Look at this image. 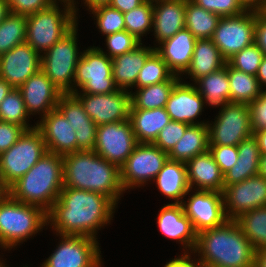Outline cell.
I'll use <instances>...</instances> for the list:
<instances>
[{
    "label": "cell",
    "mask_w": 266,
    "mask_h": 267,
    "mask_svg": "<svg viewBox=\"0 0 266 267\" xmlns=\"http://www.w3.org/2000/svg\"><path fill=\"white\" fill-rule=\"evenodd\" d=\"M117 205L107 196L63 187L47 212L48 225L56 235L87 236L97 239L98 230L111 224Z\"/></svg>",
    "instance_id": "6da1fadb"
},
{
    "label": "cell",
    "mask_w": 266,
    "mask_h": 267,
    "mask_svg": "<svg viewBox=\"0 0 266 267\" xmlns=\"http://www.w3.org/2000/svg\"><path fill=\"white\" fill-rule=\"evenodd\" d=\"M195 254L201 264L212 267H254L256 259V249L231 219L197 233Z\"/></svg>",
    "instance_id": "7a4b0ae2"
},
{
    "label": "cell",
    "mask_w": 266,
    "mask_h": 267,
    "mask_svg": "<svg viewBox=\"0 0 266 267\" xmlns=\"http://www.w3.org/2000/svg\"><path fill=\"white\" fill-rule=\"evenodd\" d=\"M63 158V186L101 193L116 205L125 191L120 169L94 150L68 153Z\"/></svg>",
    "instance_id": "3957f363"
},
{
    "label": "cell",
    "mask_w": 266,
    "mask_h": 267,
    "mask_svg": "<svg viewBox=\"0 0 266 267\" xmlns=\"http://www.w3.org/2000/svg\"><path fill=\"white\" fill-rule=\"evenodd\" d=\"M63 158L46 152L7 192L16 200L48 212L63 189Z\"/></svg>",
    "instance_id": "277c9868"
},
{
    "label": "cell",
    "mask_w": 266,
    "mask_h": 267,
    "mask_svg": "<svg viewBox=\"0 0 266 267\" xmlns=\"http://www.w3.org/2000/svg\"><path fill=\"white\" fill-rule=\"evenodd\" d=\"M48 226L47 212L25 204L8 192L0 199V247L7 251L30 239ZM39 231V232H38Z\"/></svg>",
    "instance_id": "5b68a950"
},
{
    "label": "cell",
    "mask_w": 266,
    "mask_h": 267,
    "mask_svg": "<svg viewBox=\"0 0 266 267\" xmlns=\"http://www.w3.org/2000/svg\"><path fill=\"white\" fill-rule=\"evenodd\" d=\"M77 19L70 0H57L49 8L27 16L25 42L42 55L77 24Z\"/></svg>",
    "instance_id": "8992f818"
},
{
    "label": "cell",
    "mask_w": 266,
    "mask_h": 267,
    "mask_svg": "<svg viewBox=\"0 0 266 267\" xmlns=\"http://www.w3.org/2000/svg\"><path fill=\"white\" fill-rule=\"evenodd\" d=\"M47 152L40 130H25L14 145L0 155V183L8 190Z\"/></svg>",
    "instance_id": "52a82bcc"
},
{
    "label": "cell",
    "mask_w": 266,
    "mask_h": 267,
    "mask_svg": "<svg viewBox=\"0 0 266 267\" xmlns=\"http://www.w3.org/2000/svg\"><path fill=\"white\" fill-rule=\"evenodd\" d=\"M77 28L78 23L41 55V70L63 94H73L75 69L82 54Z\"/></svg>",
    "instance_id": "ba28073f"
},
{
    "label": "cell",
    "mask_w": 266,
    "mask_h": 267,
    "mask_svg": "<svg viewBox=\"0 0 266 267\" xmlns=\"http://www.w3.org/2000/svg\"><path fill=\"white\" fill-rule=\"evenodd\" d=\"M81 53L75 69L73 93L108 94L116 91L118 88L112 76V59L98 46L88 47Z\"/></svg>",
    "instance_id": "9c48e42d"
},
{
    "label": "cell",
    "mask_w": 266,
    "mask_h": 267,
    "mask_svg": "<svg viewBox=\"0 0 266 267\" xmlns=\"http://www.w3.org/2000/svg\"><path fill=\"white\" fill-rule=\"evenodd\" d=\"M219 110L214 122L207 123L209 145L238 146L253 135L250 105L228 103Z\"/></svg>",
    "instance_id": "30bf717a"
},
{
    "label": "cell",
    "mask_w": 266,
    "mask_h": 267,
    "mask_svg": "<svg viewBox=\"0 0 266 267\" xmlns=\"http://www.w3.org/2000/svg\"><path fill=\"white\" fill-rule=\"evenodd\" d=\"M168 153L153 143H138L120 168V181L124 191L146 186L158 175Z\"/></svg>",
    "instance_id": "8fae6325"
},
{
    "label": "cell",
    "mask_w": 266,
    "mask_h": 267,
    "mask_svg": "<svg viewBox=\"0 0 266 267\" xmlns=\"http://www.w3.org/2000/svg\"><path fill=\"white\" fill-rule=\"evenodd\" d=\"M60 237L62 240L54 253H51L41 267H102L97 239L73 235H60Z\"/></svg>",
    "instance_id": "7c38bea8"
},
{
    "label": "cell",
    "mask_w": 266,
    "mask_h": 267,
    "mask_svg": "<svg viewBox=\"0 0 266 267\" xmlns=\"http://www.w3.org/2000/svg\"><path fill=\"white\" fill-rule=\"evenodd\" d=\"M256 18V11L220 18L211 39L226 61L254 43Z\"/></svg>",
    "instance_id": "4fadbf2b"
},
{
    "label": "cell",
    "mask_w": 266,
    "mask_h": 267,
    "mask_svg": "<svg viewBox=\"0 0 266 267\" xmlns=\"http://www.w3.org/2000/svg\"><path fill=\"white\" fill-rule=\"evenodd\" d=\"M137 144L132 124L128 119L98 125L93 150L120 169Z\"/></svg>",
    "instance_id": "5bb4252c"
},
{
    "label": "cell",
    "mask_w": 266,
    "mask_h": 267,
    "mask_svg": "<svg viewBox=\"0 0 266 267\" xmlns=\"http://www.w3.org/2000/svg\"><path fill=\"white\" fill-rule=\"evenodd\" d=\"M131 92L117 89L108 94L73 93L83 104L85 112L98 126L128 120Z\"/></svg>",
    "instance_id": "9a60e30c"
},
{
    "label": "cell",
    "mask_w": 266,
    "mask_h": 267,
    "mask_svg": "<svg viewBox=\"0 0 266 267\" xmlns=\"http://www.w3.org/2000/svg\"><path fill=\"white\" fill-rule=\"evenodd\" d=\"M222 196L226 218L235 220L247 211L266 206V178L256 175L224 187Z\"/></svg>",
    "instance_id": "2e32d148"
},
{
    "label": "cell",
    "mask_w": 266,
    "mask_h": 267,
    "mask_svg": "<svg viewBox=\"0 0 266 267\" xmlns=\"http://www.w3.org/2000/svg\"><path fill=\"white\" fill-rule=\"evenodd\" d=\"M189 190L187 201H182L181 205L184 214L192 221L197 233L222 225L226 220L223 196L217 191ZM191 195V196H190Z\"/></svg>",
    "instance_id": "e0dca14e"
},
{
    "label": "cell",
    "mask_w": 266,
    "mask_h": 267,
    "mask_svg": "<svg viewBox=\"0 0 266 267\" xmlns=\"http://www.w3.org/2000/svg\"><path fill=\"white\" fill-rule=\"evenodd\" d=\"M40 69L41 55L26 42L0 56V79L13 88H19Z\"/></svg>",
    "instance_id": "ac0fdd59"
},
{
    "label": "cell",
    "mask_w": 266,
    "mask_h": 267,
    "mask_svg": "<svg viewBox=\"0 0 266 267\" xmlns=\"http://www.w3.org/2000/svg\"><path fill=\"white\" fill-rule=\"evenodd\" d=\"M18 89L29 115L40 114V120L56 109L59 98L63 94L41 69L30 76Z\"/></svg>",
    "instance_id": "d6986e66"
},
{
    "label": "cell",
    "mask_w": 266,
    "mask_h": 267,
    "mask_svg": "<svg viewBox=\"0 0 266 267\" xmlns=\"http://www.w3.org/2000/svg\"><path fill=\"white\" fill-rule=\"evenodd\" d=\"M203 97L194 84L183 82L182 78L174 85L166 103V111L172 121L189 125L207 124L209 121H197L205 107ZM196 120V121H195Z\"/></svg>",
    "instance_id": "ffe728a7"
},
{
    "label": "cell",
    "mask_w": 266,
    "mask_h": 267,
    "mask_svg": "<svg viewBox=\"0 0 266 267\" xmlns=\"http://www.w3.org/2000/svg\"><path fill=\"white\" fill-rule=\"evenodd\" d=\"M157 218L156 224L162 235L181 243L184 253L193 252L197 241V232L192 221L184 214L181 204L173 202L165 204Z\"/></svg>",
    "instance_id": "44dd1931"
},
{
    "label": "cell",
    "mask_w": 266,
    "mask_h": 267,
    "mask_svg": "<svg viewBox=\"0 0 266 267\" xmlns=\"http://www.w3.org/2000/svg\"><path fill=\"white\" fill-rule=\"evenodd\" d=\"M35 124L43 135L48 152L62 156L77 152L75 130L57 108Z\"/></svg>",
    "instance_id": "7402d4cb"
},
{
    "label": "cell",
    "mask_w": 266,
    "mask_h": 267,
    "mask_svg": "<svg viewBox=\"0 0 266 267\" xmlns=\"http://www.w3.org/2000/svg\"><path fill=\"white\" fill-rule=\"evenodd\" d=\"M56 108L75 130L77 152L93 150L96 144L97 125L85 112L81 101L74 94H62Z\"/></svg>",
    "instance_id": "603a6c76"
},
{
    "label": "cell",
    "mask_w": 266,
    "mask_h": 267,
    "mask_svg": "<svg viewBox=\"0 0 266 267\" xmlns=\"http://www.w3.org/2000/svg\"><path fill=\"white\" fill-rule=\"evenodd\" d=\"M196 40L194 35L184 28L159 43V46L156 45L155 51L166 62L169 70L180 77L190 66Z\"/></svg>",
    "instance_id": "cb8c5ba5"
},
{
    "label": "cell",
    "mask_w": 266,
    "mask_h": 267,
    "mask_svg": "<svg viewBox=\"0 0 266 267\" xmlns=\"http://www.w3.org/2000/svg\"><path fill=\"white\" fill-rule=\"evenodd\" d=\"M186 0H153L152 31L156 43L185 28Z\"/></svg>",
    "instance_id": "d4e9b609"
},
{
    "label": "cell",
    "mask_w": 266,
    "mask_h": 267,
    "mask_svg": "<svg viewBox=\"0 0 266 267\" xmlns=\"http://www.w3.org/2000/svg\"><path fill=\"white\" fill-rule=\"evenodd\" d=\"M186 166L191 190L217 191L222 193L224 174L209 150L191 158L186 163Z\"/></svg>",
    "instance_id": "484cf974"
},
{
    "label": "cell",
    "mask_w": 266,
    "mask_h": 267,
    "mask_svg": "<svg viewBox=\"0 0 266 267\" xmlns=\"http://www.w3.org/2000/svg\"><path fill=\"white\" fill-rule=\"evenodd\" d=\"M154 51L155 47H146L141 43L132 51L112 59V76L118 89L131 92L130 88H135L140 70Z\"/></svg>",
    "instance_id": "4316f807"
},
{
    "label": "cell",
    "mask_w": 266,
    "mask_h": 267,
    "mask_svg": "<svg viewBox=\"0 0 266 267\" xmlns=\"http://www.w3.org/2000/svg\"><path fill=\"white\" fill-rule=\"evenodd\" d=\"M153 181L156 182L159 192L174 200V204H181L191 190L184 162L168 159Z\"/></svg>",
    "instance_id": "83f0119b"
},
{
    "label": "cell",
    "mask_w": 266,
    "mask_h": 267,
    "mask_svg": "<svg viewBox=\"0 0 266 267\" xmlns=\"http://www.w3.org/2000/svg\"><path fill=\"white\" fill-rule=\"evenodd\" d=\"M236 163L224 174V187L240 183L249 177L258 175L261 152L254 135L244 139L238 146Z\"/></svg>",
    "instance_id": "f1b7e54d"
},
{
    "label": "cell",
    "mask_w": 266,
    "mask_h": 267,
    "mask_svg": "<svg viewBox=\"0 0 266 267\" xmlns=\"http://www.w3.org/2000/svg\"><path fill=\"white\" fill-rule=\"evenodd\" d=\"M225 64L226 60L211 38L197 39L190 66L184 74L195 82L199 78L221 69Z\"/></svg>",
    "instance_id": "f546056e"
},
{
    "label": "cell",
    "mask_w": 266,
    "mask_h": 267,
    "mask_svg": "<svg viewBox=\"0 0 266 267\" xmlns=\"http://www.w3.org/2000/svg\"><path fill=\"white\" fill-rule=\"evenodd\" d=\"M129 120L138 143H153L171 118L165 108L130 109Z\"/></svg>",
    "instance_id": "4dcf8cb0"
},
{
    "label": "cell",
    "mask_w": 266,
    "mask_h": 267,
    "mask_svg": "<svg viewBox=\"0 0 266 267\" xmlns=\"http://www.w3.org/2000/svg\"><path fill=\"white\" fill-rule=\"evenodd\" d=\"M194 85L203 97L205 105L221 109L230 103L228 63L221 69L199 78Z\"/></svg>",
    "instance_id": "1f68e13d"
},
{
    "label": "cell",
    "mask_w": 266,
    "mask_h": 267,
    "mask_svg": "<svg viewBox=\"0 0 266 267\" xmlns=\"http://www.w3.org/2000/svg\"><path fill=\"white\" fill-rule=\"evenodd\" d=\"M209 150L207 124L190 125L168 153V159L187 163L191 158Z\"/></svg>",
    "instance_id": "d6a6232c"
},
{
    "label": "cell",
    "mask_w": 266,
    "mask_h": 267,
    "mask_svg": "<svg viewBox=\"0 0 266 267\" xmlns=\"http://www.w3.org/2000/svg\"><path fill=\"white\" fill-rule=\"evenodd\" d=\"M230 103L251 105L260 96L262 88L256 76L232 68L228 64Z\"/></svg>",
    "instance_id": "836d02e7"
},
{
    "label": "cell",
    "mask_w": 266,
    "mask_h": 267,
    "mask_svg": "<svg viewBox=\"0 0 266 267\" xmlns=\"http://www.w3.org/2000/svg\"><path fill=\"white\" fill-rule=\"evenodd\" d=\"M220 18L221 17L216 13L205 10L191 0H186L185 28H187L196 39L211 38Z\"/></svg>",
    "instance_id": "e575fe53"
},
{
    "label": "cell",
    "mask_w": 266,
    "mask_h": 267,
    "mask_svg": "<svg viewBox=\"0 0 266 267\" xmlns=\"http://www.w3.org/2000/svg\"><path fill=\"white\" fill-rule=\"evenodd\" d=\"M177 82L178 81H163L142 88H136V92L131 91L130 93V109L165 108L170 93Z\"/></svg>",
    "instance_id": "d590c367"
},
{
    "label": "cell",
    "mask_w": 266,
    "mask_h": 267,
    "mask_svg": "<svg viewBox=\"0 0 266 267\" xmlns=\"http://www.w3.org/2000/svg\"><path fill=\"white\" fill-rule=\"evenodd\" d=\"M235 220L256 251L266 248V206L247 211Z\"/></svg>",
    "instance_id": "8d00e7d4"
},
{
    "label": "cell",
    "mask_w": 266,
    "mask_h": 267,
    "mask_svg": "<svg viewBox=\"0 0 266 267\" xmlns=\"http://www.w3.org/2000/svg\"><path fill=\"white\" fill-rule=\"evenodd\" d=\"M27 16L9 13L0 23V56L26 41Z\"/></svg>",
    "instance_id": "74e56055"
},
{
    "label": "cell",
    "mask_w": 266,
    "mask_h": 267,
    "mask_svg": "<svg viewBox=\"0 0 266 267\" xmlns=\"http://www.w3.org/2000/svg\"><path fill=\"white\" fill-rule=\"evenodd\" d=\"M181 77L174 75L166 62L154 51L140 70L135 88L161 83L163 81H179Z\"/></svg>",
    "instance_id": "f35d334b"
},
{
    "label": "cell",
    "mask_w": 266,
    "mask_h": 267,
    "mask_svg": "<svg viewBox=\"0 0 266 267\" xmlns=\"http://www.w3.org/2000/svg\"><path fill=\"white\" fill-rule=\"evenodd\" d=\"M29 118L20 90L12 88L0 103V121L14 123L29 130L37 126H30L27 121Z\"/></svg>",
    "instance_id": "ab89813d"
},
{
    "label": "cell",
    "mask_w": 266,
    "mask_h": 267,
    "mask_svg": "<svg viewBox=\"0 0 266 267\" xmlns=\"http://www.w3.org/2000/svg\"><path fill=\"white\" fill-rule=\"evenodd\" d=\"M125 30L142 42L147 32H152L153 0H146L140 6L124 13Z\"/></svg>",
    "instance_id": "60d3db41"
},
{
    "label": "cell",
    "mask_w": 266,
    "mask_h": 267,
    "mask_svg": "<svg viewBox=\"0 0 266 267\" xmlns=\"http://www.w3.org/2000/svg\"><path fill=\"white\" fill-rule=\"evenodd\" d=\"M96 20V27L103 36L125 30L124 14L118 9L106 5H98L89 10Z\"/></svg>",
    "instance_id": "b9f144b4"
},
{
    "label": "cell",
    "mask_w": 266,
    "mask_h": 267,
    "mask_svg": "<svg viewBox=\"0 0 266 267\" xmlns=\"http://www.w3.org/2000/svg\"><path fill=\"white\" fill-rule=\"evenodd\" d=\"M263 57V51L255 43H253L234 54L226 62L232 68L256 76Z\"/></svg>",
    "instance_id": "7bdbcfd3"
},
{
    "label": "cell",
    "mask_w": 266,
    "mask_h": 267,
    "mask_svg": "<svg viewBox=\"0 0 266 267\" xmlns=\"http://www.w3.org/2000/svg\"><path fill=\"white\" fill-rule=\"evenodd\" d=\"M105 37L107 47L106 51L108 52L103 51V49L100 47L98 48L111 59L118 55L132 51L142 43L134 35L130 34L126 30L116 32Z\"/></svg>",
    "instance_id": "ee69618b"
},
{
    "label": "cell",
    "mask_w": 266,
    "mask_h": 267,
    "mask_svg": "<svg viewBox=\"0 0 266 267\" xmlns=\"http://www.w3.org/2000/svg\"><path fill=\"white\" fill-rule=\"evenodd\" d=\"M189 126V124L171 120L159 132L153 144L159 147L162 151L169 153L171 149L175 146V144L184 135L185 130Z\"/></svg>",
    "instance_id": "f6af8a7d"
},
{
    "label": "cell",
    "mask_w": 266,
    "mask_h": 267,
    "mask_svg": "<svg viewBox=\"0 0 266 267\" xmlns=\"http://www.w3.org/2000/svg\"><path fill=\"white\" fill-rule=\"evenodd\" d=\"M196 5L216 13L220 17H232L243 14L246 10L238 0H191Z\"/></svg>",
    "instance_id": "bcb514c9"
},
{
    "label": "cell",
    "mask_w": 266,
    "mask_h": 267,
    "mask_svg": "<svg viewBox=\"0 0 266 267\" xmlns=\"http://www.w3.org/2000/svg\"><path fill=\"white\" fill-rule=\"evenodd\" d=\"M209 151L223 174L233 167L238 159L237 146L209 145Z\"/></svg>",
    "instance_id": "7dc6e473"
},
{
    "label": "cell",
    "mask_w": 266,
    "mask_h": 267,
    "mask_svg": "<svg viewBox=\"0 0 266 267\" xmlns=\"http://www.w3.org/2000/svg\"><path fill=\"white\" fill-rule=\"evenodd\" d=\"M11 13L31 15L40 10H45L57 0H6Z\"/></svg>",
    "instance_id": "c3c4849f"
},
{
    "label": "cell",
    "mask_w": 266,
    "mask_h": 267,
    "mask_svg": "<svg viewBox=\"0 0 266 267\" xmlns=\"http://www.w3.org/2000/svg\"><path fill=\"white\" fill-rule=\"evenodd\" d=\"M24 131L22 126L0 121V155L14 145Z\"/></svg>",
    "instance_id": "681fc988"
},
{
    "label": "cell",
    "mask_w": 266,
    "mask_h": 267,
    "mask_svg": "<svg viewBox=\"0 0 266 267\" xmlns=\"http://www.w3.org/2000/svg\"><path fill=\"white\" fill-rule=\"evenodd\" d=\"M253 131L266 129V90L262 89L260 96L251 105Z\"/></svg>",
    "instance_id": "f907efd6"
},
{
    "label": "cell",
    "mask_w": 266,
    "mask_h": 267,
    "mask_svg": "<svg viewBox=\"0 0 266 267\" xmlns=\"http://www.w3.org/2000/svg\"><path fill=\"white\" fill-rule=\"evenodd\" d=\"M254 43L266 55V11L257 12Z\"/></svg>",
    "instance_id": "816d5d0a"
},
{
    "label": "cell",
    "mask_w": 266,
    "mask_h": 267,
    "mask_svg": "<svg viewBox=\"0 0 266 267\" xmlns=\"http://www.w3.org/2000/svg\"><path fill=\"white\" fill-rule=\"evenodd\" d=\"M192 253H184L178 257L173 258L172 260L168 261L164 267H198L200 262L198 258L194 260L191 257ZM197 260V261H196Z\"/></svg>",
    "instance_id": "f5cc1de1"
},
{
    "label": "cell",
    "mask_w": 266,
    "mask_h": 267,
    "mask_svg": "<svg viewBox=\"0 0 266 267\" xmlns=\"http://www.w3.org/2000/svg\"><path fill=\"white\" fill-rule=\"evenodd\" d=\"M146 0H110L108 5L112 8L118 9L123 14L140 6Z\"/></svg>",
    "instance_id": "db71d44e"
},
{
    "label": "cell",
    "mask_w": 266,
    "mask_h": 267,
    "mask_svg": "<svg viewBox=\"0 0 266 267\" xmlns=\"http://www.w3.org/2000/svg\"><path fill=\"white\" fill-rule=\"evenodd\" d=\"M246 11H266V0H238Z\"/></svg>",
    "instance_id": "11a10c76"
},
{
    "label": "cell",
    "mask_w": 266,
    "mask_h": 267,
    "mask_svg": "<svg viewBox=\"0 0 266 267\" xmlns=\"http://www.w3.org/2000/svg\"><path fill=\"white\" fill-rule=\"evenodd\" d=\"M253 135L258 140L261 154H266V129L254 130Z\"/></svg>",
    "instance_id": "9f6ffc18"
},
{
    "label": "cell",
    "mask_w": 266,
    "mask_h": 267,
    "mask_svg": "<svg viewBox=\"0 0 266 267\" xmlns=\"http://www.w3.org/2000/svg\"><path fill=\"white\" fill-rule=\"evenodd\" d=\"M256 78L259 81L261 88L264 89L263 86L266 87V55H264L261 61Z\"/></svg>",
    "instance_id": "6f0895ef"
},
{
    "label": "cell",
    "mask_w": 266,
    "mask_h": 267,
    "mask_svg": "<svg viewBox=\"0 0 266 267\" xmlns=\"http://www.w3.org/2000/svg\"><path fill=\"white\" fill-rule=\"evenodd\" d=\"M254 267H266V248L256 251Z\"/></svg>",
    "instance_id": "680465c9"
},
{
    "label": "cell",
    "mask_w": 266,
    "mask_h": 267,
    "mask_svg": "<svg viewBox=\"0 0 266 267\" xmlns=\"http://www.w3.org/2000/svg\"><path fill=\"white\" fill-rule=\"evenodd\" d=\"M12 88L6 81L0 79V103Z\"/></svg>",
    "instance_id": "91938a15"
},
{
    "label": "cell",
    "mask_w": 266,
    "mask_h": 267,
    "mask_svg": "<svg viewBox=\"0 0 266 267\" xmlns=\"http://www.w3.org/2000/svg\"><path fill=\"white\" fill-rule=\"evenodd\" d=\"M110 0H83L84 6L87 7V10H90L98 5H106Z\"/></svg>",
    "instance_id": "94428289"
},
{
    "label": "cell",
    "mask_w": 266,
    "mask_h": 267,
    "mask_svg": "<svg viewBox=\"0 0 266 267\" xmlns=\"http://www.w3.org/2000/svg\"><path fill=\"white\" fill-rule=\"evenodd\" d=\"M10 13L8 3L6 0H0V23L6 18Z\"/></svg>",
    "instance_id": "6125c7cd"
},
{
    "label": "cell",
    "mask_w": 266,
    "mask_h": 267,
    "mask_svg": "<svg viewBox=\"0 0 266 267\" xmlns=\"http://www.w3.org/2000/svg\"><path fill=\"white\" fill-rule=\"evenodd\" d=\"M258 175L266 178V154H261Z\"/></svg>",
    "instance_id": "be15d7a7"
},
{
    "label": "cell",
    "mask_w": 266,
    "mask_h": 267,
    "mask_svg": "<svg viewBox=\"0 0 266 267\" xmlns=\"http://www.w3.org/2000/svg\"><path fill=\"white\" fill-rule=\"evenodd\" d=\"M70 3H71V6L73 7V9H74V12H75V14H76V16H78V14H77V12H78V8H77V3L78 2H76L75 0H70Z\"/></svg>",
    "instance_id": "e7e4bbea"
},
{
    "label": "cell",
    "mask_w": 266,
    "mask_h": 267,
    "mask_svg": "<svg viewBox=\"0 0 266 267\" xmlns=\"http://www.w3.org/2000/svg\"><path fill=\"white\" fill-rule=\"evenodd\" d=\"M7 190L0 183V199L6 194Z\"/></svg>",
    "instance_id": "03108f58"
},
{
    "label": "cell",
    "mask_w": 266,
    "mask_h": 267,
    "mask_svg": "<svg viewBox=\"0 0 266 267\" xmlns=\"http://www.w3.org/2000/svg\"><path fill=\"white\" fill-rule=\"evenodd\" d=\"M3 258L0 257V267H7V265L5 264V261L2 260ZM4 261V262H3ZM9 267V266H8ZM23 267H28V266H23Z\"/></svg>",
    "instance_id": "003e7915"
},
{
    "label": "cell",
    "mask_w": 266,
    "mask_h": 267,
    "mask_svg": "<svg viewBox=\"0 0 266 267\" xmlns=\"http://www.w3.org/2000/svg\"><path fill=\"white\" fill-rule=\"evenodd\" d=\"M198 267H212V266H208V265H204V264H199Z\"/></svg>",
    "instance_id": "a7ac6f4b"
}]
</instances>
